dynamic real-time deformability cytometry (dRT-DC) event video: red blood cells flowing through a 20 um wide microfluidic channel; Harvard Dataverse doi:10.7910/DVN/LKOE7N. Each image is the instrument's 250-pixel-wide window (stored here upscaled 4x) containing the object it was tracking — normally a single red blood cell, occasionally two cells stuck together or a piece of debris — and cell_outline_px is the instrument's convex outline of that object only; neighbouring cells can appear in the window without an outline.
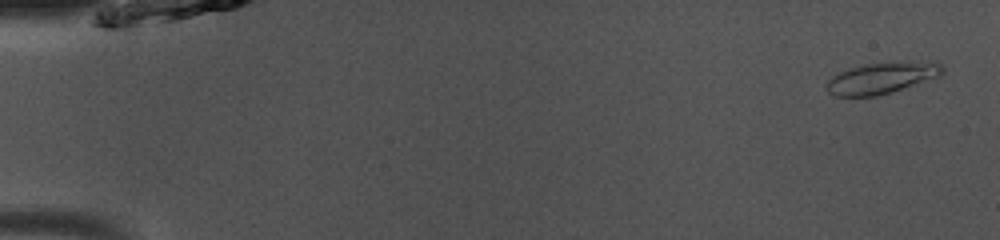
{"species": "common noctule bat (a hibernating species)", "species_latin": "Nyctalus noctula", "temperature_condition": "room temperature", "stored_images_in_passage": 49, "camera_frame_rate_fps": 3000, "um_per_image_px": 0.085, "animal": {"sex": "male", "body_mass_g": 13.0, "forearm_length_mm": 53.1}, "frame": {"image": 1, "passage_image": 2, "time_ms": 0.333, "image_size_px": [1000, 240], "cell_outline_px": [[944, 72], [940, 76], [876, 96], [836, 96], [828, 92], [824, 88], [828, 80], [832, 76], [848, 68], [864, 64], [936, 60], [944, 68]], "centroid_in_image_um": [74.95, 6.61], "position_along_channel_um": 10.1, "area_um2": 21.1}}
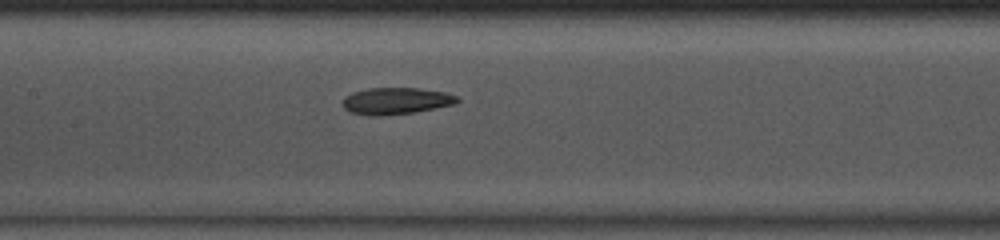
{"frame": {"image": 2, "passage_image": 24, "time_ms": 7.667, "image_size_px": [1000, 240], "cell_outline_px": [[460, 100], [452, 104], [412, 112], [380, 116], [368, 116], [348, 112], [344, 108], [344, 96], [352, 92], [368, 88], [416, 88], [444, 92], [460, 96]], "centroid_in_image_um": [33.61, 8.57], "position_along_channel_um": 173.8, "area_um2": 17.74}}
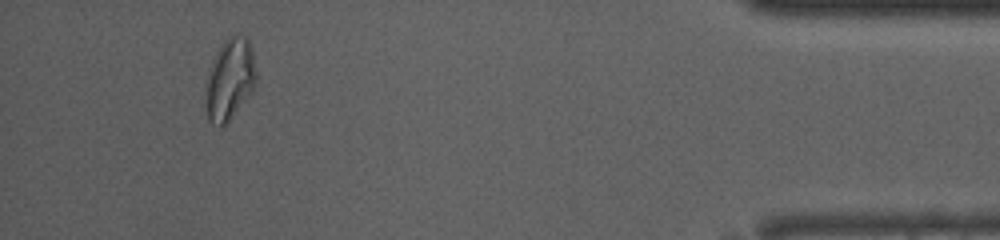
{"frame": {"image": 3, "passage_image": 46, "time_ms": 15.0, "image_size_px": [1000, 240], "cell_outline_px": [[256, 80], [248, 96], [228, 120], [224, 124], [212, 124], [208, 120], [208, 68], [216, 52], [224, 40], [228, 36], [236, 32], [248, 36], [252, 48], [256, 72]], "centroid_in_image_um": [19.57, 6.6], "position_along_channel_um": 415.6, "area_um2": 23.41}, "authors_computed_cell_mechanics": {"area_um2": 18.9006, "velocity_mm_per_s": 4.0766, "shape_relaxation_time_tau1_ms": 3.705, "shape_relaxation_time_tau2_ms": 3.0442, "deformation_change_tau1": 0.1173, "deformation_change_tau2": 0.0812}}